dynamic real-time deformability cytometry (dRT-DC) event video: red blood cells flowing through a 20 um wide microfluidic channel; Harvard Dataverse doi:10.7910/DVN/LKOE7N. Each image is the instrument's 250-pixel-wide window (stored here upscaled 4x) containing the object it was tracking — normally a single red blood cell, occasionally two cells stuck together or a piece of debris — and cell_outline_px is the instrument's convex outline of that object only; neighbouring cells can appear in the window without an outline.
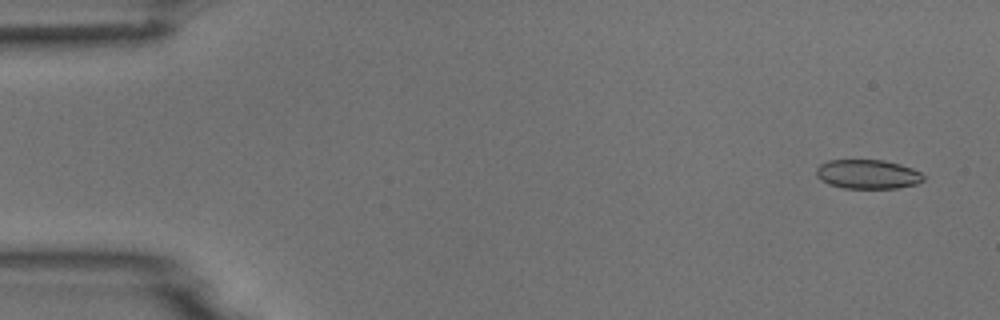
{"species": "common noctule bat (a hibernating species)", "species_latin": "Nyctalus noctula", "temperature_condition": "room temperature", "stored_images_in_passage": 8, "camera_frame_rate_fps": 3000, "um_per_image_px": 0.085, "animal": {"sex": "male", "body_mass_g": 18.8}, "frame": {"image": 1, "passage_image": 1, "time_ms": 0.0, "image_size_px": [1000, 320], "cell_outline_px": [[924, 180], [916, 184], [896, 188], [844, 188], [828, 184], [820, 180], [816, 176], [816, 168], [820, 164], [828, 160], [884, 160], [900, 164], [912, 168], [920, 172], [924, 176]], "centroid_in_image_um": [73.73, 14.8], "position_along_channel_um": 11.3, "area_um2": 18.32}}
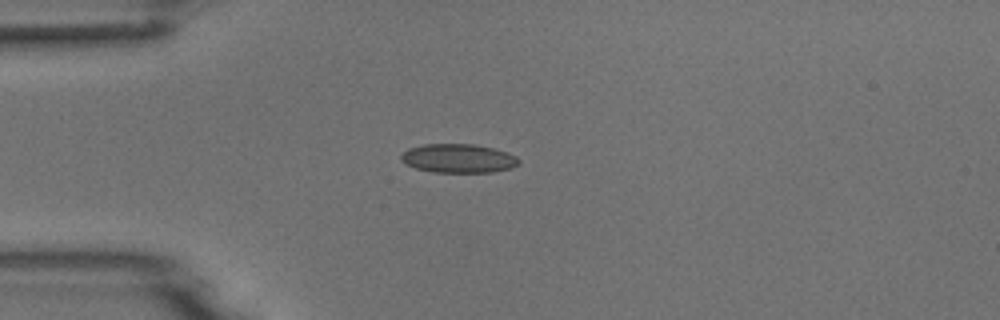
{"frame": {"image": 2, "passage_image": 4, "time_ms": 3.667, "image_size_px": [1000, 320], "cell_outline_px": [[520, 164], [512, 168], [492, 172], [432, 172], [416, 168], [404, 164], [400, 160], [400, 156], [408, 148], [424, 144], [476, 144], [492, 148], [516, 156], [520, 160]], "centroid_in_image_um": [38.94, 13.46], "position_along_channel_um": 46.1, "area_um2": 19.88}}